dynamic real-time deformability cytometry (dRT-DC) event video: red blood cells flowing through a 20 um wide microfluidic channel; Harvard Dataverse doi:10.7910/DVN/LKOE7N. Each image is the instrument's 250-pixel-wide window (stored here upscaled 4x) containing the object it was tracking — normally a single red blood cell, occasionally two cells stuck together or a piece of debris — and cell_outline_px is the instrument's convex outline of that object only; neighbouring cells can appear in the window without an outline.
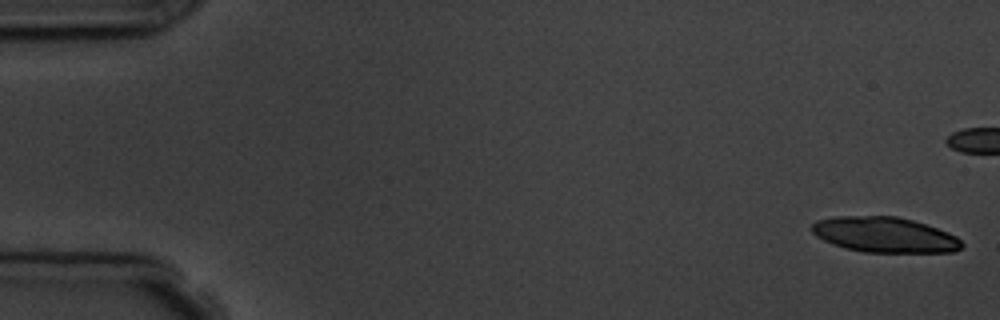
{"species": "common noctule bat (a hibernating species)", "species_latin": "Nyctalus noctula", "temperature_condition": "room temperature", "stored_images_in_passage": 10, "camera_frame_rate_fps": 3000, "um_per_image_px": 0.085, "animal": {"sex": "male", "body_mass_g": 19.5, "forearm_length_mm": 54.6}, "frame": {"image": 1, "passage_image": 1, "time_ms": 0.0, "image_size_px": [1000, 320], "cell_outline_px": [[964, 244], [960, 248], [952, 252], [864, 252], [844, 248], [832, 244], [816, 236], [812, 232], [812, 224], [816, 220], [836, 216], [896, 216], [912, 220], [948, 232], [956, 236]], "centroid_in_image_um": [75.17, 19.95], "position_along_channel_um": 9.8, "area_um2": 30.81}}